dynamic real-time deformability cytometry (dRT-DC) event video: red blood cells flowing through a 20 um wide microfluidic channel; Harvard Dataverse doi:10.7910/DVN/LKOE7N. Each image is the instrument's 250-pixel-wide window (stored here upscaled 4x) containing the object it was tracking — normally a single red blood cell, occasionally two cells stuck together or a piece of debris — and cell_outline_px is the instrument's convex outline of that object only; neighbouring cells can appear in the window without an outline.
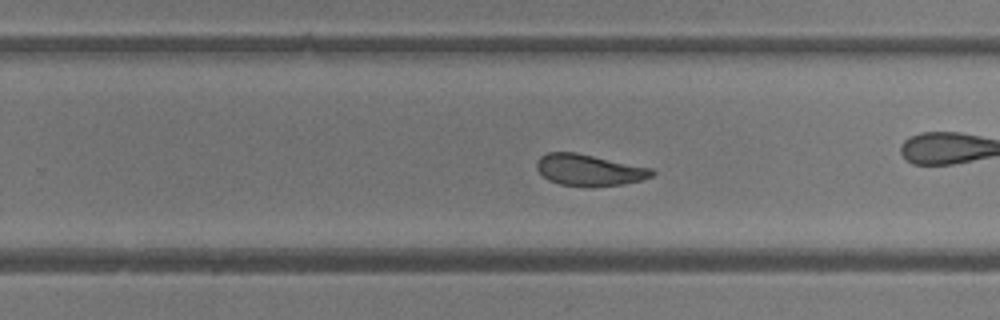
{"species": "common noctule bat (a hibernating species)", "species_latin": "Nyctalus noctula", "temperature_condition": "room temperature", "stored_images_in_passage": 43, "camera_frame_rate_fps": 3000, "um_per_image_px": 0.085, "animal": {"sex": "female"}, "frame": {"image": 1, "passage_image": 25, "time_ms": 8.0, "image_size_px": [1000, 320], "cell_outline_px": [[656, 172], [652, 176], [640, 180], [624, 184], [592, 188], [588, 188], [560, 184], [548, 180], [536, 168], [536, 160], [540, 156], [548, 152], [576, 152], [652, 168]], "centroid_in_image_um": [50.07, 14.47], "position_along_channel_um": 279.7, "area_um2": 21.44}, "authors_computed_cell_mechanics": {"area_um2": 23.2356, "velocity_mm_per_s": 4.2869, "shape_relaxation_time_tau1_ms": 6.4839, "shape_relaxation_time_tau2_ms": 1.7886, "deformation_change_tau1": 0.1738, "deformation_change_tau2": 0.0781}}